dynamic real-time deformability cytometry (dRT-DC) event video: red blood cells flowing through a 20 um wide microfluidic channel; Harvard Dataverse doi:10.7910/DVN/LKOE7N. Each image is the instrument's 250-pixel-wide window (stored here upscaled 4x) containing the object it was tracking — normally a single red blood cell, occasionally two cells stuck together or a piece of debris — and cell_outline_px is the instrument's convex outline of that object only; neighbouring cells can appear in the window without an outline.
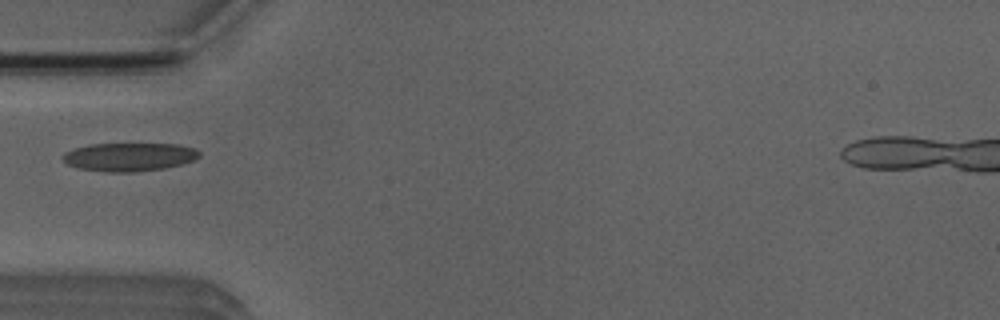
{"species": "Egyptian fruit bat (a non-hibernating species)", "species_latin": "Rousettus aegyptiacus", "temperature_condition": "room temperature", "stored_images_in_passage": 4, "camera_frame_rate_fps": 3000, "um_per_image_px": 0.085, "animal": {"sex": "male"}, "frame": {"image": 1, "passage_image": 4, "time_ms": 4.333, "image_size_px": [1000, 320], "cell_outline_px": [[200, 156], [196, 160], [184, 164], [164, 168], [136, 172], [108, 172], [80, 168], [68, 164], [60, 156], [64, 152], [88, 144], [176, 144], [196, 148], [200, 152]], "centroid_in_image_um": [11.03, 13.34], "position_along_channel_um": 74.0, "area_um2": 22.72}}